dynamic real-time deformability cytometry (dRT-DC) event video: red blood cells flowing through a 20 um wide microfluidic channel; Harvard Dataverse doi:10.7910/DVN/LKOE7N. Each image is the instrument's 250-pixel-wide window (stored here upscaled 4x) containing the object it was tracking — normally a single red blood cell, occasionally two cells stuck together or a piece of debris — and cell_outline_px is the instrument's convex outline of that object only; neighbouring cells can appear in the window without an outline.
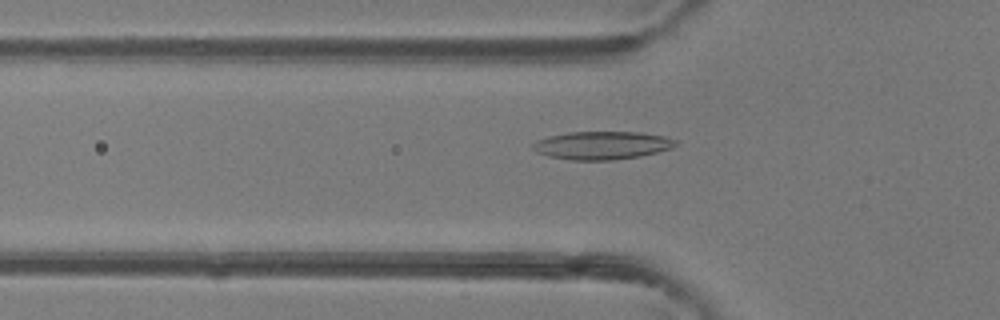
{"species": "common noctule bat (a hibernating species)", "species_latin": "Nyctalus noctula", "temperature_condition": "room temperature", "stored_images_in_passage": 33, "camera_frame_rate_fps": 3000, "um_per_image_px": 0.085, "animal": {"sex": "female"}, "frame": {"image": 1, "passage_image": 8, "time_ms": 2.333, "image_size_px": [1000, 320], "cell_outline_px": [[680, 140], [672, 148], [640, 156], [612, 160], [572, 160], [548, 156], [536, 152], [532, 148], [532, 144], [536, 140], [568, 132], [640, 132], [664, 136]], "centroid_in_image_um": [51.19, 12.35], "position_along_channel_um": 74.6, "area_um2": 23.35}}
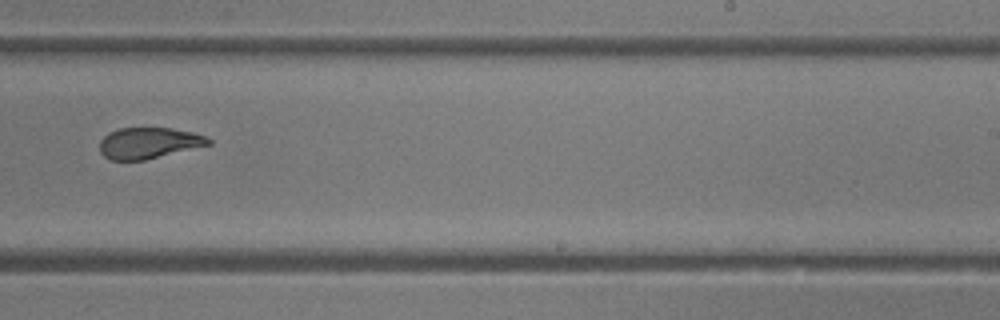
{"frame": {"image": 2, "passage_image": 22, "time_ms": 7.0, "image_size_px": [1000, 320], "cell_outline_px": [[212, 144], [144, 160], [112, 160], [104, 156], [100, 152], [100, 140], [108, 132], [120, 128], [172, 128], [192, 132], [204, 136], [212, 140]], "centroid_in_image_um": [12.63, 12.15], "position_along_channel_um": 276.4, "area_um2": 19.65}}
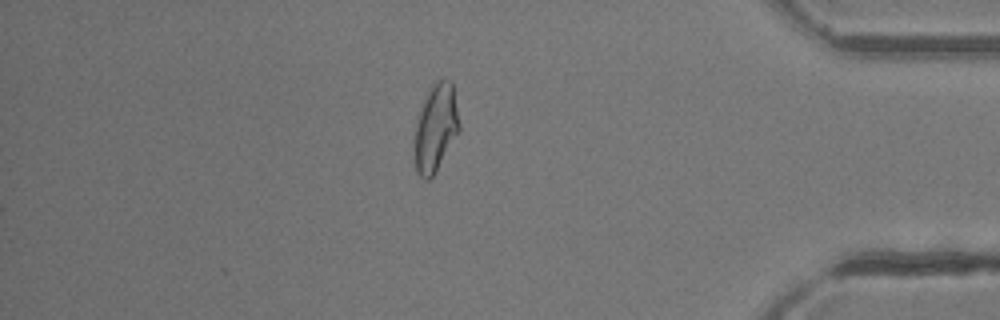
{"frame": {"image": 3, "passage_image": 33, "time_ms": 10.667, "image_size_px": [1000, 320], "cell_outline_px": [[460, 132], [432, 176], [428, 180], [424, 180], [416, 172], [416, 124], [420, 108], [432, 84], [436, 80], [444, 76], [452, 80], [460, 124]], "centroid_in_image_um": [37.08, 10.8], "position_along_channel_um": 398.1, "area_um2": 22.72}, "authors_computed_cell_mechanics": {"area_um2": 21.1548, "velocity_mm_per_s": 4.3115, "shape_relaxation_time_tau1_ms": 7.9789, "shape_relaxation_time_tau2_ms": 1.6829, "deformation_change_tau1": 0.2351, "deformation_change_tau2": 0.077}}